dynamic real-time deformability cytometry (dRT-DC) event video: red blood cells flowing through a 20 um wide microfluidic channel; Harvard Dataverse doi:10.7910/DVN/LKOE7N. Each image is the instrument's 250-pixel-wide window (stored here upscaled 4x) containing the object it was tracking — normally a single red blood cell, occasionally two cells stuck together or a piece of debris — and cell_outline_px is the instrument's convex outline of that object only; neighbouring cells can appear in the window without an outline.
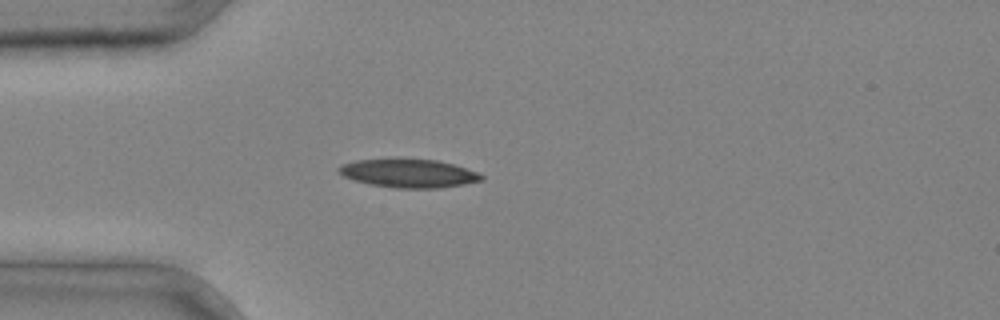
{"species": "common noctule bat (a hibernating species)", "species_latin": "Nyctalus noctula", "temperature_condition": "cold", "stored_images_in_passage": 1, "camera_frame_rate_fps": 3000, "um_per_image_px": 0.085, "animal": {"sex": "male", "body_mass_g": 20.4}, "frame": {"image": 1, "passage_image": 1, "time_ms": 0.0, "image_size_px": [1000, 320], "cell_outline_px": [[484, 180], [464, 184], [440, 188], [396, 188], [368, 184], [344, 176], [336, 172], [336, 168], [340, 164], [356, 160], [436, 160], [452, 164], [480, 172], [484, 176]], "centroid_in_image_um": [34.74, 14.75], "position_along_channel_um": 50.3, "area_um2": 23.47}}